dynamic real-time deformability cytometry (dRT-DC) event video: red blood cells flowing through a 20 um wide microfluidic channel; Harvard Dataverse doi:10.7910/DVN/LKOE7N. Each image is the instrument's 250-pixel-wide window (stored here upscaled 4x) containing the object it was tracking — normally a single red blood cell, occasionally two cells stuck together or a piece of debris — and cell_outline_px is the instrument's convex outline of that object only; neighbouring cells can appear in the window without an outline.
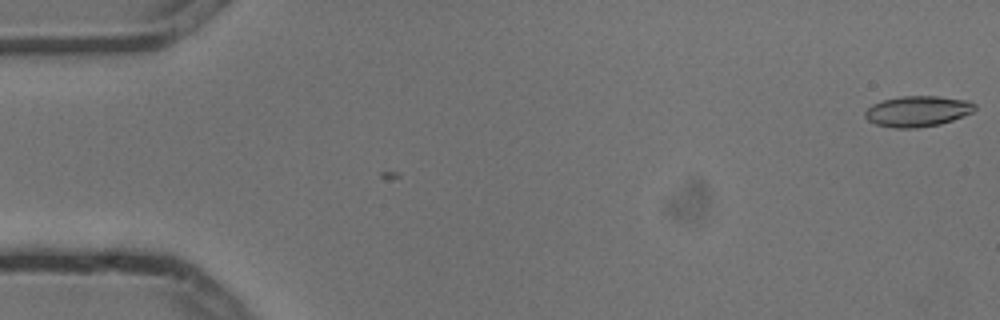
{"species": "common noctule bat (a hibernating species)", "species_latin": "Nyctalus noctula", "temperature_condition": "cold", "stored_images_in_passage": 2, "camera_frame_rate_fps": 3000, "um_per_image_px": 0.085, "animal": {"sex": "male", "body_mass_g": 13.3}, "frame": {"image": 1, "passage_image": 2, "time_ms": 0.333, "image_size_px": [1000, 320], "cell_outline_px": [[976, 108], [972, 112], [964, 116], [940, 124], [916, 128], [892, 128], [876, 124], [868, 120], [864, 116], [864, 112], [872, 104], [884, 100], [900, 96], [936, 96], [968, 100], [976, 104]], "centroid_in_image_um": [78.0, 9.46], "position_along_channel_um": 7.0, "area_um2": 19.71}}